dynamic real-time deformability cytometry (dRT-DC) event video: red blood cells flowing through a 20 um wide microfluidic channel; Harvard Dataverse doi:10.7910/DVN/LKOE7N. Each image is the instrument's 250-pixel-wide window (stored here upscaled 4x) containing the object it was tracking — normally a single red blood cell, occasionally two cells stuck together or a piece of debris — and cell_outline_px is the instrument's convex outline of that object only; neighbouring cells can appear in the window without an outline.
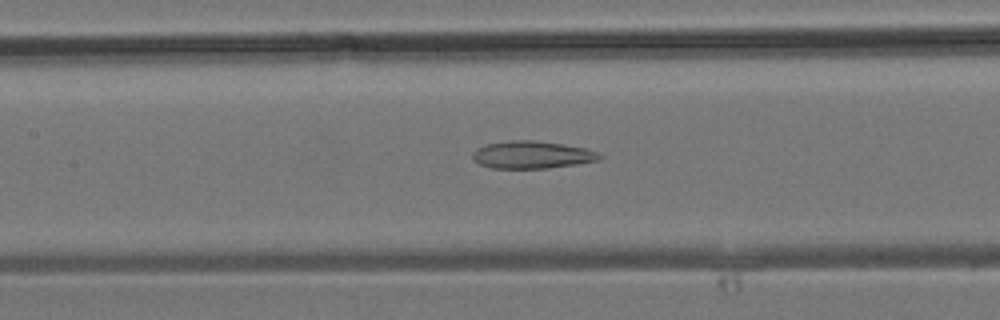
{"species": "common noctule bat (a hibernating species)", "species_latin": "Nyctalus noctula", "temperature_condition": "room temperature", "stored_images_in_passage": 37, "camera_frame_rate_fps": 3000, "um_per_image_px": 0.085, "animal": {"sex": "male", "body_mass_g": 19.2, "forearm_length_mm": 51.8}, "frame": {"image": 1, "passage_image": 17, "time_ms": 5.333, "image_size_px": [1000, 320], "cell_outline_px": [[604, 156], [600, 160], [576, 164], [548, 168], [492, 168], [480, 164], [472, 160], [472, 152], [476, 148], [484, 144], [508, 140], [536, 140], [564, 144], [584, 148], [600, 152]], "centroid_in_image_um": [45.21, 13.15], "position_along_channel_um": 162.2, "area_um2": 20.63}}
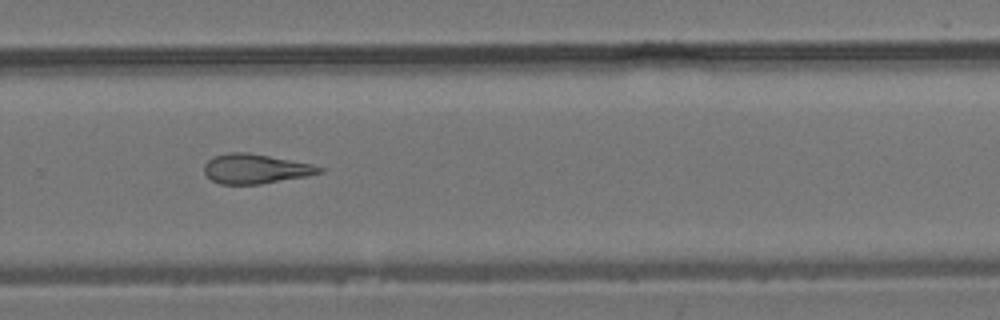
{"frame": {"image": 2, "passage_image": 25, "time_ms": 8.0, "image_size_px": [1000, 320], "cell_outline_px": [[324, 172], [308, 176], [260, 184], [220, 184], [212, 180], [204, 172], [204, 164], [208, 160], [216, 156], [228, 152], [248, 152], [312, 164], [324, 168]], "centroid_in_image_um": [21.73, 14.35], "position_along_channel_um": 308.1, "area_um2": 19.83}}
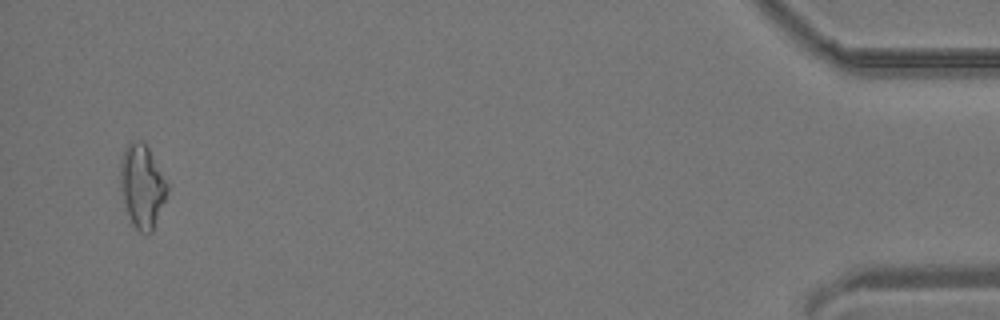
{"frame": {"image": 3, "passage_image": 36, "time_ms": 11.667, "image_size_px": [1000, 320], "cell_outline_px": [[168, 192], [152, 232], [148, 236], [140, 232], [132, 224], [124, 200], [120, 184], [120, 164], [124, 148], [132, 140], [144, 140], [168, 184]], "centroid_in_image_um": [12.08, 15.81], "position_along_channel_um": 423.1, "area_um2": 22.72}}